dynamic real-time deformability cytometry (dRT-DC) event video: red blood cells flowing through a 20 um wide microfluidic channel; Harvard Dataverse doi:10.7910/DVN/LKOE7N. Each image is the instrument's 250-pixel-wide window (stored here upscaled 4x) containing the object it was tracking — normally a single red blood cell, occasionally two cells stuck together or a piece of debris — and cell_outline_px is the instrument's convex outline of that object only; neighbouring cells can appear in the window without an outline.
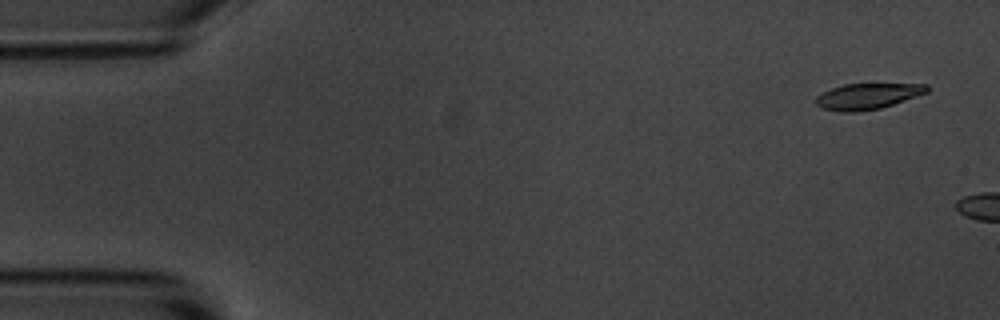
{"species": "common noctule bat (a hibernating species)", "species_latin": "Nyctalus noctula", "temperature_condition": "room temperature", "stored_images_in_passage": 2, "camera_frame_rate_fps": 3000, "um_per_image_px": 0.085, "animal": {"sex": "male", "body_mass_g": 20.1, "forearm_length_mm": 53.5}, "frame": {"image": 1, "passage_image": 1, "time_ms": 0.0, "image_size_px": [1000, 320], "cell_outline_px": [[928, 92], [880, 108], [852, 112], [844, 112], [824, 108], [816, 104], [816, 96], [832, 88], [844, 84], [928, 84]], "centroid_in_image_um": [73.74, 8.17], "position_along_channel_um": 11.3, "area_um2": 16.36}}